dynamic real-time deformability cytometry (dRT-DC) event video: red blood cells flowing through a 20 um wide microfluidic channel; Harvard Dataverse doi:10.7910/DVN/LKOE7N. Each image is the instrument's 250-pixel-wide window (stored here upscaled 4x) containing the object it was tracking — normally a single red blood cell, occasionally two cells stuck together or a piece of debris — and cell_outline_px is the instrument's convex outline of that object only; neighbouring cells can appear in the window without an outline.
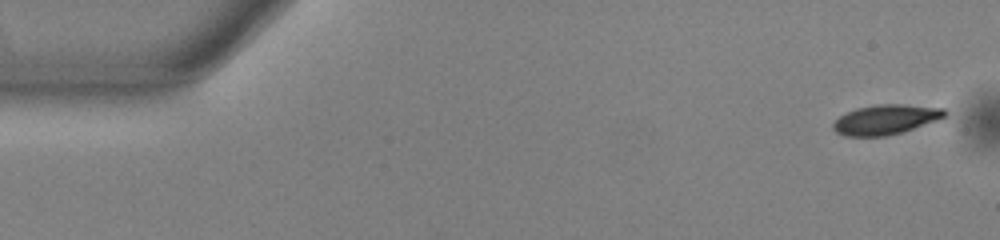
{"species": "common noctule bat (a hibernating species)", "species_latin": "Nyctalus noctula", "temperature_condition": "warm", "stored_images_in_passage": 49, "camera_frame_rate_fps": 3000, "um_per_image_px": 0.085, "animal": {"sex": "male", "body_mass_g": 13.0, "forearm_length_mm": 53.1}, "frame": {"image": 1, "passage_image": 1, "time_ms": 0.0, "image_size_px": [1000, 240], "cell_outline_px": [[948, 112], [940, 120], [904, 132], [888, 136], [844, 136], [836, 132], [832, 128], [832, 124], [840, 116], [856, 108], [876, 104], [904, 104], [944, 108]], "centroid_in_image_um": [75.32, 10.16], "position_along_channel_um": 9.7, "area_um2": 19.65}}
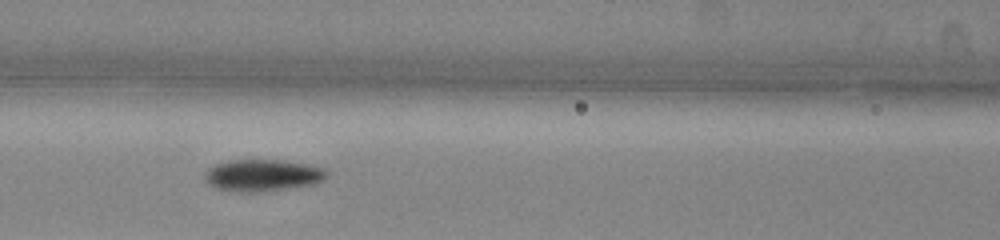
{"frame": {"image": 2, "passage_image": 22, "time_ms": 7.0, "image_size_px": [1000, 240], "cell_outline_px": [[328, 176], [324, 180], [316, 184], [288, 188], [256, 192], [240, 192], [216, 188], [208, 184], [204, 180], [204, 172], [208, 168], [216, 164], [228, 160], [284, 160], [312, 164], [324, 168], [328, 172]], "centroid_in_image_um": [22.35, 14.89], "position_along_channel_um": 144.3, "area_um2": 23.0}}
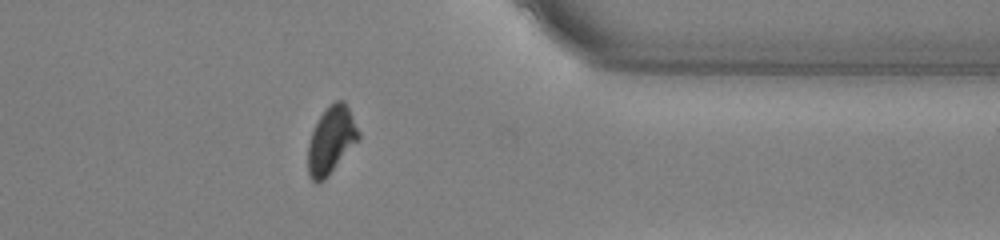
{"frame": {"image": 3, "passage_image": 42, "time_ms": 13.667, "image_size_px": [1000, 240], "cell_outline_px": [[360, 136], [328, 176], [320, 184], [316, 184], [308, 176], [308, 144], [312, 132], [320, 116], [328, 104], [336, 100], [344, 100], [360, 132]], "centroid_in_image_um": [28.12, 11.92], "position_along_channel_um": 383.3, "area_um2": 19.59}}